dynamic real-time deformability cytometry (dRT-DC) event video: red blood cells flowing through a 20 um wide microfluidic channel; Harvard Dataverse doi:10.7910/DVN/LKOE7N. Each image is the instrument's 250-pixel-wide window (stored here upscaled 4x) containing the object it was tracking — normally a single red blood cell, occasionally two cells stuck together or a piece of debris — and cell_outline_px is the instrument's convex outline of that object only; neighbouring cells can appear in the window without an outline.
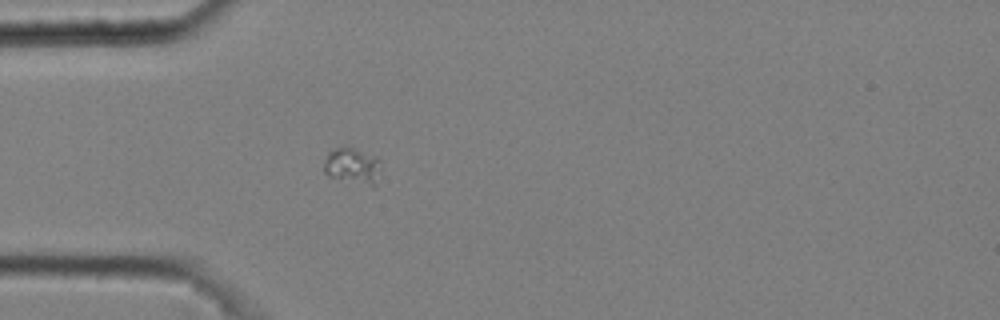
{"species": "common noctule bat (a hibernating species)", "species_latin": "Nyctalus noctula", "temperature_condition": "cold", "stored_images_in_passage": 4, "camera_frame_rate_fps": 3000, "um_per_image_px": 0.085, "animal": {"sex": "male", "body_mass_g": 20.4}, "frame": {"image": 1, "passage_image": 4, "time_ms": 1.0, "image_size_px": [1000, 320], "cell_outline_px": [[380, 168], [376, 188], [372, 188], [328, 176], [324, 172], [324, 160], [328, 152], [332, 148], [352, 148], [376, 156], [380, 160]], "centroid_in_image_um": [29.98, 14.15], "position_along_channel_um": 55.0, "area_um2": 12.31}}